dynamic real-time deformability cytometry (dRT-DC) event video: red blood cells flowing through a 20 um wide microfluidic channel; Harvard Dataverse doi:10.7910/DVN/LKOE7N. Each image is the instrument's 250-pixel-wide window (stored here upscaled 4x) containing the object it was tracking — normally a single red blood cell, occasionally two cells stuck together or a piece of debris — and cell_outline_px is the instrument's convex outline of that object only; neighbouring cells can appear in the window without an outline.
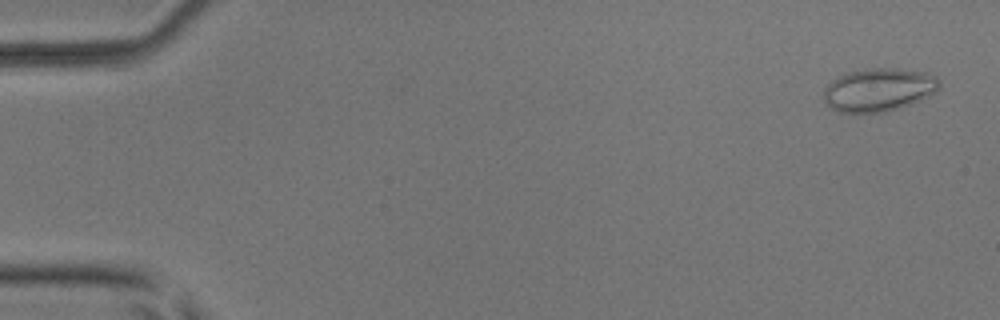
{"species": "common noctule bat (a hibernating species)", "species_latin": "Nyctalus noctula", "temperature_condition": "room temperature", "stored_images_in_passage": 52, "camera_frame_rate_fps": 3000, "um_per_image_px": 0.085, "animal": {"sex": "male", "body_mass_g": 17.9, "forearm_length_mm": 54.2}, "frame": {"image": 1, "passage_image": 2, "time_ms": 0.333, "image_size_px": [1000, 320], "cell_outline_px": [[940, 84], [936, 92], [928, 96], [900, 108], [884, 112], [840, 112], [832, 108], [824, 100], [824, 88], [832, 80], [848, 72], [872, 68], [896, 68], [924, 72], [936, 76]], "centroid_in_image_um": [74.7, 7.62], "position_along_channel_um": 10.3, "area_um2": 28.84}}
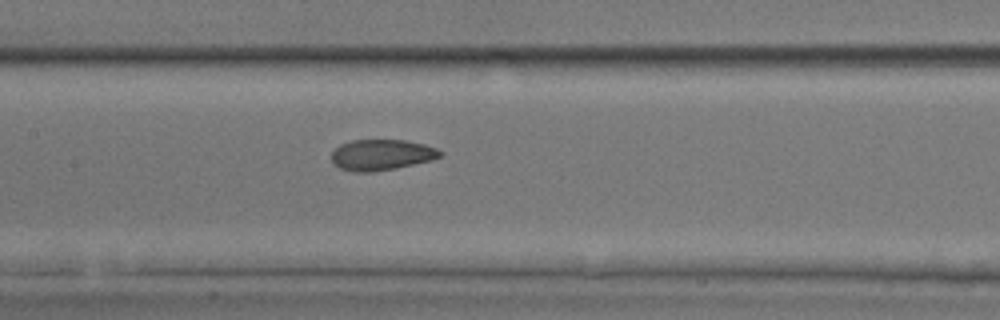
{"frame": {"image": 2, "passage_image": 25, "time_ms": 8.0, "image_size_px": [1000, 320], "cell_outline_px": [[444, 152], [440, 156], [432, 160], [396, 168], [372, 172], [356, 172], [340, 168], [332, 164], [332, 152], [340, 144], [352, 140], [404, 140], [424, 144], [436, 148]], "centroid_in_image_um": [32.42, 13.16], "position_along_channel_um": 175.0, "area_um2": 19.54}}
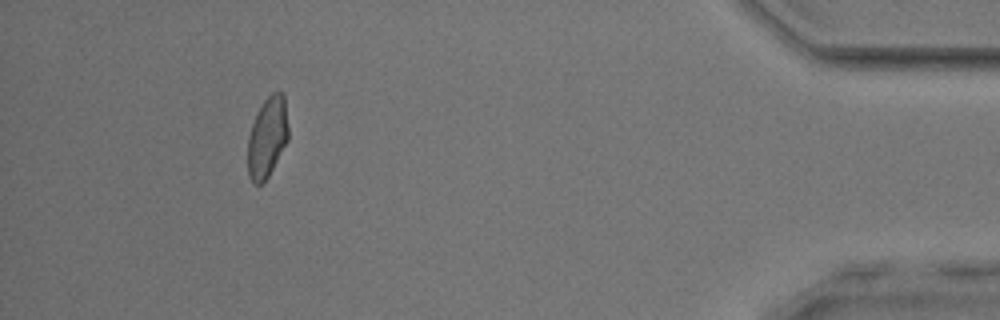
{"frame": {"image": 3, "passage_image": 47, "time_ms": 15.333, "image_size_px": [1000, 320], "cell_outline_px": [[288, 140], [268, 176], [260, 184], [252, 184], [248, 176], [248, 136], [252, 124], [264, 100], [272, 92], [280, 92], [284, 96], [288, 128]], "centroid_in_image_um": [22.71, 11.69], "position_along_channel_um": 412.5, "area_um2": 18.79}}